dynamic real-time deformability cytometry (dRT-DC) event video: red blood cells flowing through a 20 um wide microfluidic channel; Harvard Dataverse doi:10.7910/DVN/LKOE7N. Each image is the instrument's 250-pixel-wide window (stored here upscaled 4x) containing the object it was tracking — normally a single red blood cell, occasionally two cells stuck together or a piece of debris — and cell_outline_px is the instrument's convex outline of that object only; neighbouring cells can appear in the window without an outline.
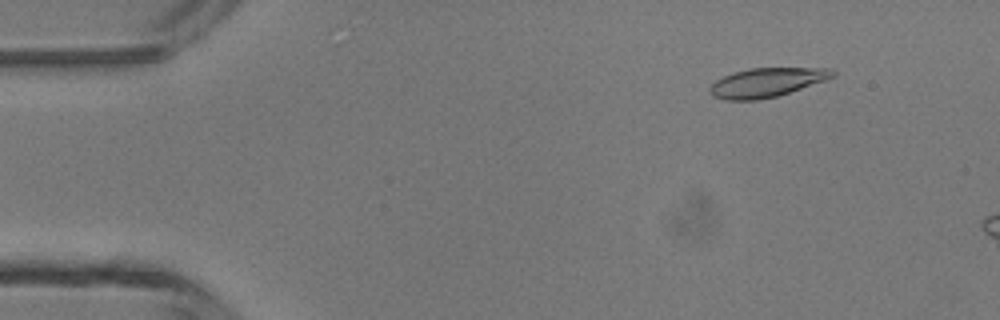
{"species": "common noctule bat (a hibernating species)", "species_latin": "Nyctalus noctula", "temperature_condition": "room temperature", "stored_images_in_passage": 4, "camera_frame_rate_fps": 3000, "um_per_image_px": 0.085, "animal": {"sex": "male", "body_mass_g": 13.3}, "frame": {"image": 1, "passage_image": 2, "time_ms": 1.333, "image_size_px": [1000, 320], "cell_outline_px": [[836, 76], [776, 96], [756, 100], [728, 100], [712, 96], [708, 88], [716, 80], [732, 72], [748, 68], [832, 68], [836, 72]], "centroid_in_image_um": [65.14, 6.99], "position_along_channel_um": 19.9, "area_um2": 20.63}}